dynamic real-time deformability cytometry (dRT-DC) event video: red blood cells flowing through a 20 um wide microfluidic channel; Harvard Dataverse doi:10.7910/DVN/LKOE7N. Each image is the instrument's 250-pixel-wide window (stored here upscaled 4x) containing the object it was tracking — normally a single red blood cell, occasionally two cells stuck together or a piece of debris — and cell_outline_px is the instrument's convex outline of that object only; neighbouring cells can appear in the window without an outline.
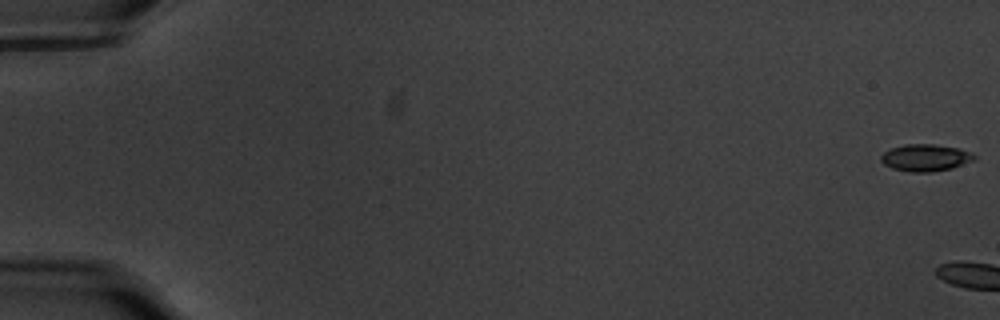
{"species": "common noctule bat (a hibernating species)", "species_latin": "Nyctalus noctula", "temperature_condition": "warm", "stored_images_in_passage": 5, "camera_frame_rate_fps": 3000, "um_per_image_px": 0.085, "animal": {"sex": "male", "body_mass_g": 20.1, "forearm_length_mm": 53.5}, "frame": {"image": 1, "passage_image": 1, "time_ms": 0.0, "image_size_px": [1000, 320], "cell_outline_px": [[976, 160], [952, 168], [932, 172], [912, 172], [892, 168], [884, 164], [880, 160], [880, 156], [884, 152], [892, 148], [904, 144], [936, 144], [956, 148], [972, 152], [976, 156]], "centroid_in_image_um": [78.68, 13.4], "position_along_channel_um": 6.3, "area_um2": 14.74}}